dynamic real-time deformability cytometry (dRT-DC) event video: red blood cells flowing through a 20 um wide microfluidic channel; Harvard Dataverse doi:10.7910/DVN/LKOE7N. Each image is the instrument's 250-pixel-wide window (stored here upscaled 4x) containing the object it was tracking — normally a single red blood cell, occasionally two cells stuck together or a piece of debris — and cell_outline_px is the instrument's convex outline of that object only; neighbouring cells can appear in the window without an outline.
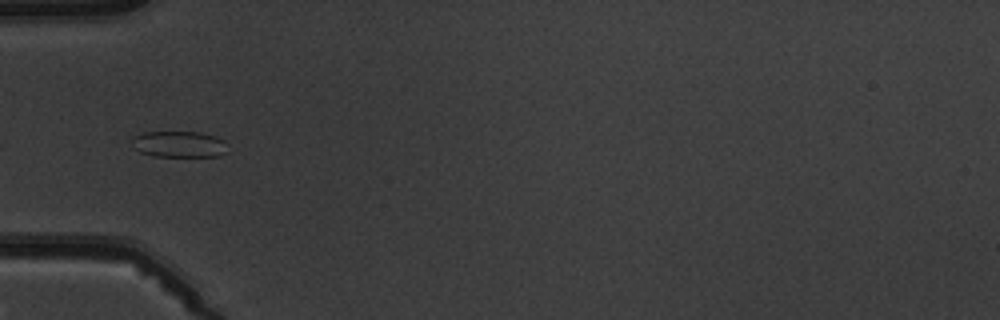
{"species": "common noctule bat (a hibernating species)", "species_latin": "Nyctalus noctula", "temperature_condition": "warm", "stored_images_in_passage": 7, "camera_frame_rate_fps": 3000, "um_per_image_px": 0.085, "animal": {"sex": "male", "body_mass_g": 19.5, "forearm_length_mm": 54.6}, "frame": {"image": 1, "passage_image": 5, "time_ms": 5.667, "image_size_px": [1000, 320], "cell_outline_px": [[228, 152], [220, 156], [152, 156], [140, 152], [132, 148], [132, 140], [136, 136], [144, 132], [200, 132], [224, 140]], "centroid_in_image_um": [15.22, 12.27], "position_along_channel_um": 69.8, "area_um2": 14.62}}
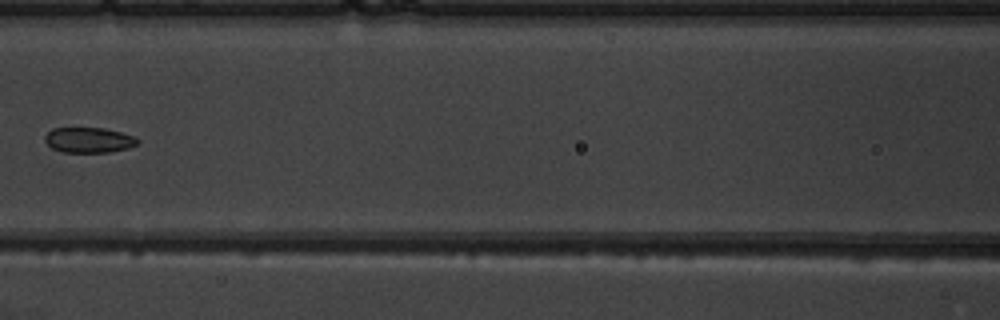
{"frame": {"image": 2, "passage_image": 7, "time_ms": 8.0, "image_size_px": [1000, 320], "cell_outline_px": [[140, 140], [136, 144], [128, 148], [108, 152], [64, 152], [52, 148], [44, 140], [44, 136], [52, 128], [104, 128], [136, 136]], "centroid_in_image_um": [7.55, 11.9], "position_along_channel_um": 159.0, "area_um2": 13.64}}